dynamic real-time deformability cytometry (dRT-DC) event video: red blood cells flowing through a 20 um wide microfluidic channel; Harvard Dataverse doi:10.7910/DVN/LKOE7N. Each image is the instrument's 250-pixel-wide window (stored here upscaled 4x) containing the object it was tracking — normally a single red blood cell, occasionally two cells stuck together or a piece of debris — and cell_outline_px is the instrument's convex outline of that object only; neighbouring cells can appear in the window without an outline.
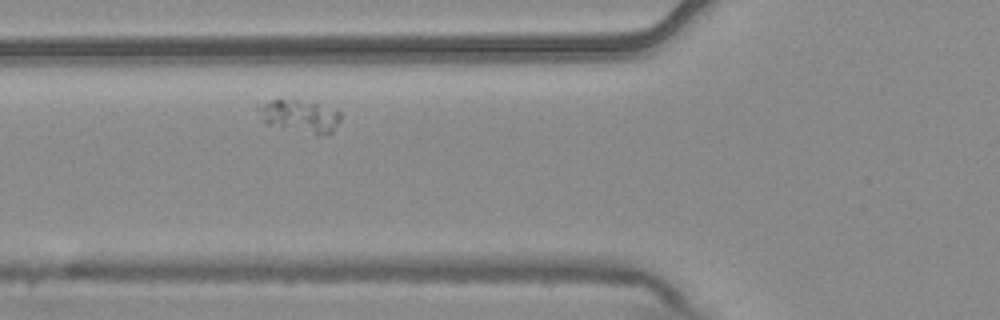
{"species": "common noctule bat (a hibernating species)", "species_latin": "Nyctalus noctula", "temperature_condition": "warm", "stored_images_in_passage": 7, "camera_frame_rate_fps": 3000, "um_per_image_px": 0.085, "animal": {"sex": "male", "body_mass_g": 20.4}, "frame": {"image": 1, "passage_image": 2, "time_ms": 0.333, "image_size_px": [1000, 320], "cell_outline_px": [[340, 120], [332, 132], [316, 136], [268, 124], [264, 120], [256, 108], [268, 100], [296, 100], [316, 104], [340, 112]], "centroid_in_image_um": [25.48, 9.9], "position_along_channel_um": 100.3, "area_um2": 15.26}}
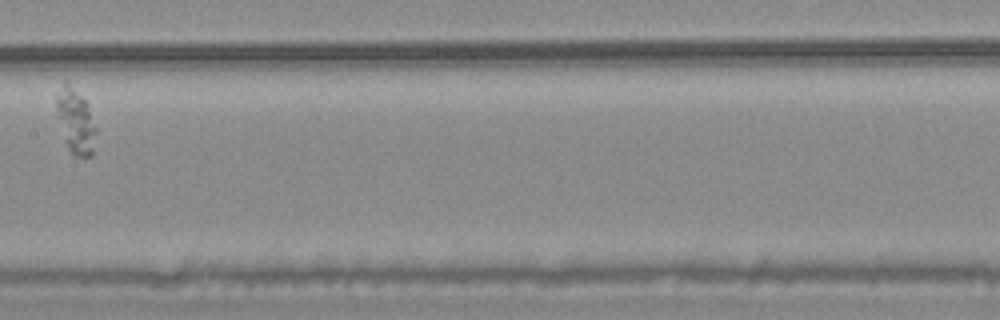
{"frame": {"image": 2, "passage_image": 4, "time_ms": 1.0, "image_size_px": [1000, 320], "cell_outline_px": [[96, 132], [92, 156], [72, 156], [68, 148], [56, 116], [56, 96], [64, 84], [68, 84], [88, 104], [96, 128]], "centroid_in_image_um": [6.43, 10.37], "position_along_channel_um": 201.0, "area_um2": 14.62}}
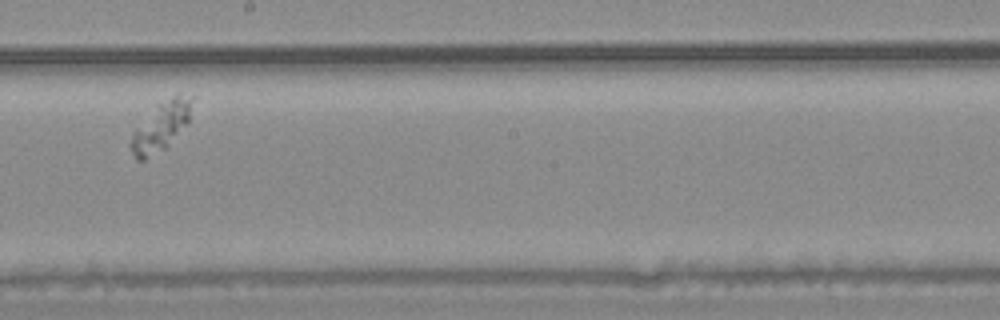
{"frame": {"image": 3, "passage_image": 5, "time_ms": 1.333, "image_size_px": [1000, 320], "cell_outline_px": [[196, 96], [188, 120], [164, 148], [144, 160], [136, 160], [128, 144], [132, 132], [160, 104], [172, 96]], "centroid_in_image_um": [13.65, 10.76], "position_along_channel_um": 234.5, "area_um2": 16.59}}